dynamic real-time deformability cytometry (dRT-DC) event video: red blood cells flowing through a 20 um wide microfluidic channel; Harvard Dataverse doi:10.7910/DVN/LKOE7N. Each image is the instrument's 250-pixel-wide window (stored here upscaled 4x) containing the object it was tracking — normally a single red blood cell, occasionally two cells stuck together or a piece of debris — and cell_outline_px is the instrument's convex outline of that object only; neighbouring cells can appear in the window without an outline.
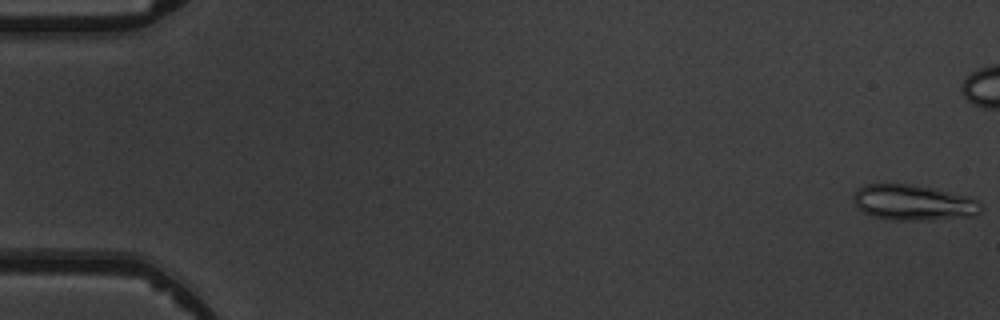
{"species": "common noctule bat (a hibernating species)", "species_latin": "Nyctalus noctula", "temperature_condition": "warm", "stored_images_in_passage": 8, "camera_frame_rate_fps": 3000, "um_per_image_px": 0.085, "animal": {"sex": "male", "body_mass_g": 19.5, "forearm_length_mm": 54.6}, "frame": {"image": 1, "passage_image": 1, "time_ms": 0.0, "image_size_px": [1000, 320], "cell_outline_px": [[984, 208], [976, 216], [932, 220], [892, 220], [872, 216], [864, 212], [852, 200], [852, 196], [864, 184], [912, 184], [932, 188], [968, 196], [980, 200]], "centroid_in_image_um": [77.71, 17.23], "position_along_channel_um": 7.3, "area_um2": 26.7}}
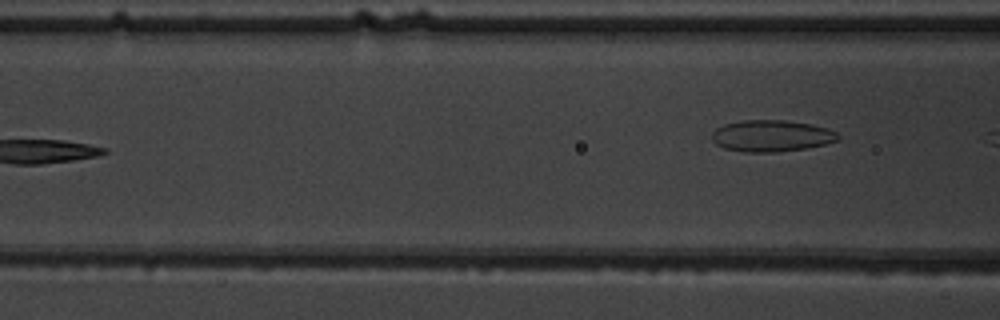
{"frame": {"image": 2, "passage_image": 8, "time_ms": 8.0, "image_size_px": [1000, 320], "cell_outline_px": [[840, 140], [824, 144], [804, 148], [780, 152], [744, 152], [724, 148], [716, 144], [712, 140], [712, 132], [716, 128], [724, 124], [744, 120], [784, 120], [812, 124], [828, 128], [836, 132], [840, 136]], "centroid_in_image_um": [65.58, 11.55], "position_along_channel_um": 101.0, "area_um2": 23.29}}